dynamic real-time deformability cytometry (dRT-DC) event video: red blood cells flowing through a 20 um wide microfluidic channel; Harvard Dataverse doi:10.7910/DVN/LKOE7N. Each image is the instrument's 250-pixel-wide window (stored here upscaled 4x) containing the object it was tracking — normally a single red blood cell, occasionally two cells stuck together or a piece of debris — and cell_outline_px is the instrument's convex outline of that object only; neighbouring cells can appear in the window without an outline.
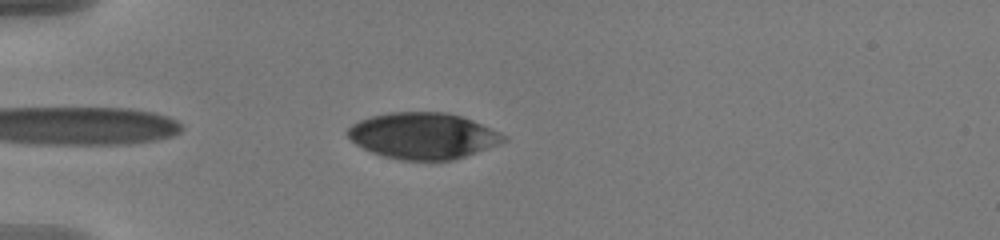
{"species": "human", "species_latin": "Homo sapiens", "temperature_condition": "warm", "stored_images_in_passage": 39, "camera_frame_rate_fps": 3000, "um_per_image_px": 0.085, "donor": {"sex": "male"}, "frame": {"image": 1, "passage_image": 3, "time_ms": 0.667, "image_size_px": [1000, 240], "cell_outline_px": [[508, 140], [464, 156], [452, 160], [400, 160], [384, 156], [372, 152], [356, 144], [348, 136], [348, 128], [352, 124], [360, 120], [372, 116], [388, 112], [448, 112], [472, 120], [500, 132], [508, 136]], "centroid_in_image_um": [35.96, 11.53], "position_along_channel_um": 49.0, "area_um2": 41.67}}
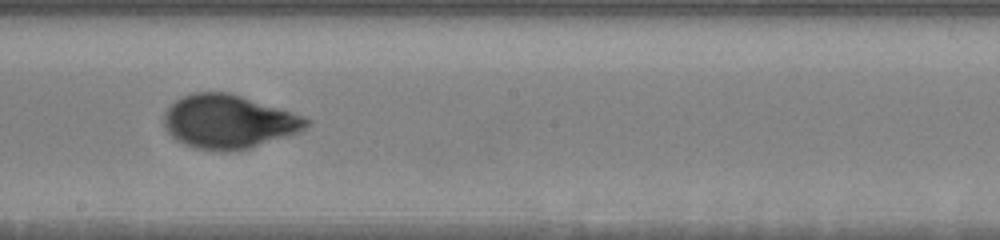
{"frame": {"image": 2, "passage_image": 20, "time_ms": 6.333, "image_size_px": [1000, 240], "cell_outline_px": [[312, 120], [300, 132], [248, 148], [224, 152], [220, 152], [196, 148], [184, 144], [176, 140], [168, 132], [164, 124], [164, 112], [176, 100], [192, 92], [232, 92], [304, 116]], "centroid_in_image_um": [19.43, 10.33], "position_along_channel_um": 228.8, "area_um2": 44.56}}
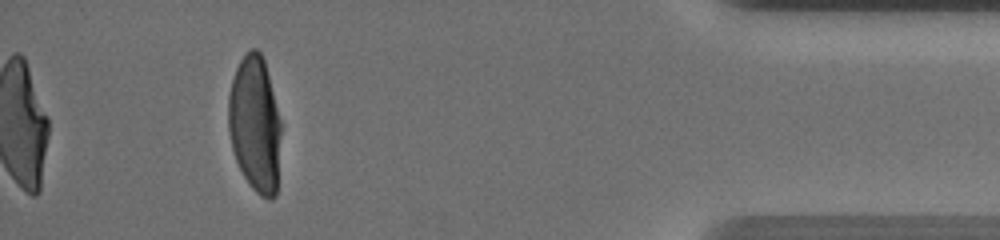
{"frame": {"image": 3, "passage_image": 39, "time_ms": 12.667, "image_size_px": [1000, 240], "cell_outline_px": [[280, 132], [276, 196], [272, 200], [268, 200], [260, 196], [252, 188], [244, 176], [236, 160], [232, 148], [228, 128], [228, 96], [232, 80], [236, 68], [240, 60], [248, 48], [256, 48], [260, 52], [264, 60], [280, 120]], "centroid_in_image_um": [21.65, 10.55], "position_along_channel_um": 413.5, "area_um2": 41.56}, "authors_computed_cell_mechanics": {"area_um2": 44.217, "velocity_mm_per_s": 3.6363, "shape_relaxation_time_tau1_ms": 4.1434, "shape_relaxation_time_tau2_ms": null, "deformation_change_tau1": 0.1765, "deformation_change_tau2": null}}